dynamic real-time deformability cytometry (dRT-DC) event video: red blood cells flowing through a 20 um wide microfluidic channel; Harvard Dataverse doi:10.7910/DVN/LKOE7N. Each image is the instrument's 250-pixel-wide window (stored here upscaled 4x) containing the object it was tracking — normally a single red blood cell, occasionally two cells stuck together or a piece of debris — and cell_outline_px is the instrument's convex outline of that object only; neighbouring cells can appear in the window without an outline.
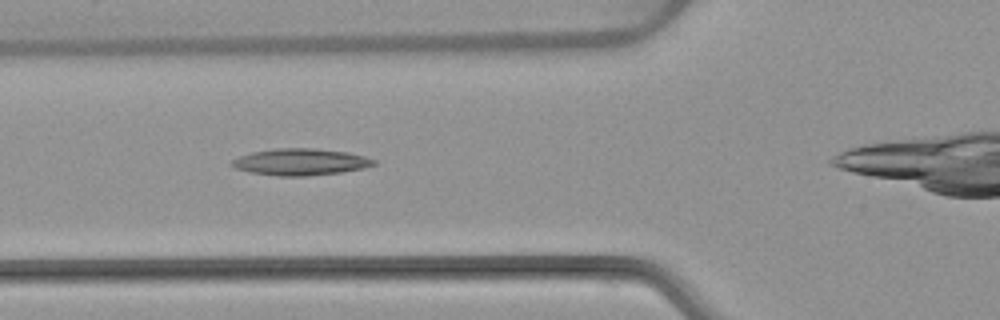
{"species": "common noctule bat (a hibernating species)", "species_latin": "Nyctalus noctula", "temperature_condition": "warm", "stored_images_in_passage": 4, "camera_frame_rate_fps": 3000, "um_per_image_px": 0.085, "animal": {"sex": "female", "body_mass_g": 22.7, "forearm_length_mm": 54.2}, "frame": {"image": 1, "passage_image": 3, "time_ms": 2.333, "image_size_px": [1000, 320], "cell_outline_px": [[376, 164], [364, 168], [340, 172], [308, 176], [276, 176], [248, 172], [236, 168], [228, 164], [232, 160], [240, 156], [252, 152], [280, 148], [316, 148], [348, 152], [364, 156], [376, 160]], "centroid_in_image_um": [25.53, 13.77], "position_along_channel_um": 100.3, "area_um2": 22.14}}